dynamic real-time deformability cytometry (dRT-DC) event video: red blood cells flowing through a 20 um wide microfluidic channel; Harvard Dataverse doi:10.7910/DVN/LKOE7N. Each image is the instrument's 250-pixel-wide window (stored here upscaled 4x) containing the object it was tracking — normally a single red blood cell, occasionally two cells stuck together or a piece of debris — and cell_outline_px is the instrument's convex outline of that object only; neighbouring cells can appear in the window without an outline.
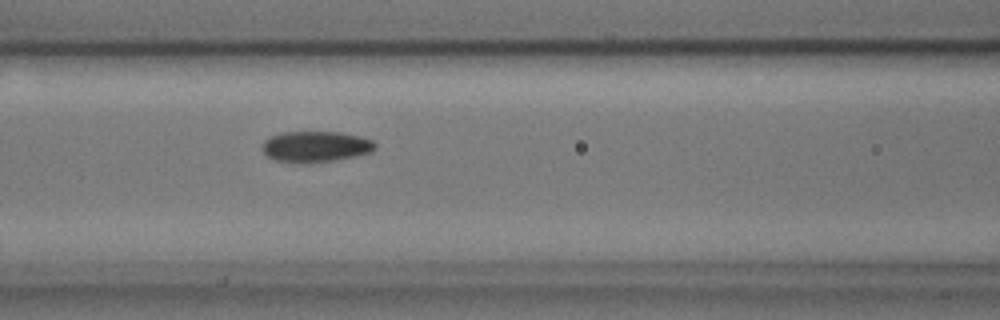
{"species": "common noctule bat (a hibernating species)", "species_latin": "Nyctalus noctula", "temperature_condition": "cold", "stored_images_in_passage": 33, "camera_frame_rate_fps": 3000, "um_per_image_px": 0.085, "animal": {"sex": "male", "body_mass_g": 17.9, "forearm_length_mm": 54.2}, "frame": {"image": 1, "passage_image": 6, "time_ms": 1.667, "image_size_px": [1000, 320], "cell_outline_px": [[376, 148], [372, 152], [356, 156], [336, 160], [308, 164], [276, 160], [268, 156], [264, 152], [264, 140], [272, 136], [284, 132], [340, 132], [360, 136], [372, 140], [376, 144]], "centroid_in_image_um": [26.88, 12.47], "position_along_channel_um": 139.7, "area_um2": 20.35}}
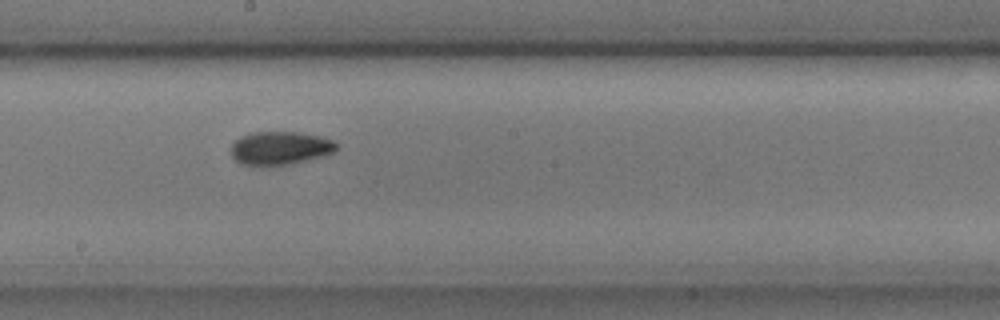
{"frame": {"image": 2, "passage_image": 13, "time_ms": 4.0, "image_size_px": [1000, 320], "cell_outline_px": [[340, 148], [336, 152], [324, 156], [288, 164], [240, 164], [232, 156], [232, 144], [240, 136], [252, 132], [300, 132], [320, 136], [332, 140], [340, 144]], "centroid_in_image_um": [23.88, 12.56], "position_along_channel_um": 224.3, "area_um2": 20.4}}
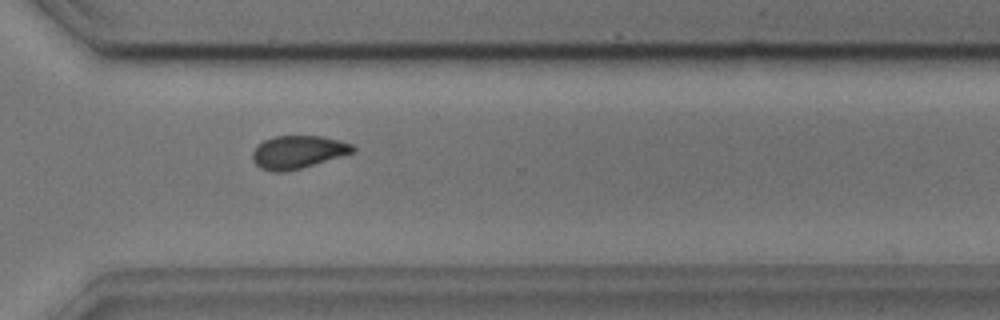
{"frame": {"image": 3, "passage_image": 23, "time_ms": 7.333, "image_size_px": [1000, 320], "cell_outline_px": [[356, 148], [352, 152], [340, 156], [300, 168], [284, 172], [272, 172], [260, 168], [252, 160], [252, 152], [256, 144], [264, 140], [276, 136], [320, 136], [340, 140], [352, 144]], "centroid_in_image_um": [25.26, 12.92], "position_along_channel_um": 345.3, "area_um2": 19.13}}